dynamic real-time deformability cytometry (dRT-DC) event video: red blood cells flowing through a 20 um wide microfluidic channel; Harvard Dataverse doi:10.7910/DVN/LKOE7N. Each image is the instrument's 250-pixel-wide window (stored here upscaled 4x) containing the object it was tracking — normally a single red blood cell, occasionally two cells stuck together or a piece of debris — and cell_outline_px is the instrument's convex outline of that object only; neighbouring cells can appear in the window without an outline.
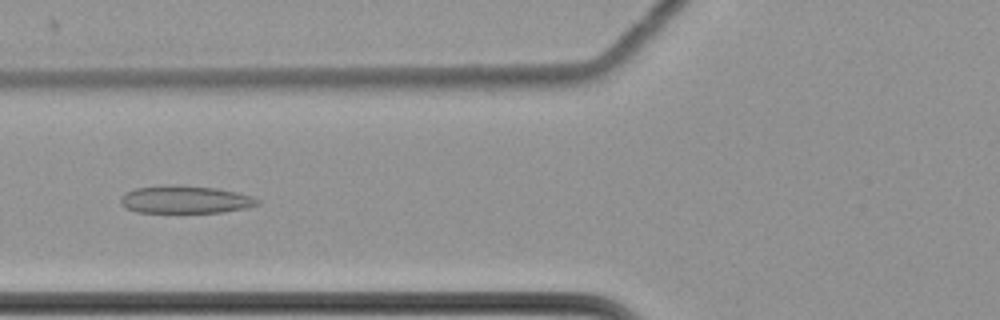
{"species": "common noctule bat (a hibernating species)", "species_latin": "Nyctalus noctula", "temperature_condition": "cold", "stored_images_in_passage": 63, "camera_frame_rate_fps": 3000, "um_per_image_px": 0.085, "animal": {"sex": "female", "body_mass_g": 22.7, "forearm_length_mm": 54.2}, "frame": {"image": 1, "passage_image": 27, "time_ms": 8.667, "image_size_px": [1000, 320], "cell_outline_px": [[260, 204], [244, 208], [224, 212], [136, 212], [124, 208], [120, 204], [120, 200], [128, 192], [136, 188], [164, 184], [180, 184], [216, 188], [236, 192], [252, 196], [260, 200]], "centroid_in_image_um": [15.74, 16.95], "position_along_channel_um": 110.1, "area_um2": 22.2}}
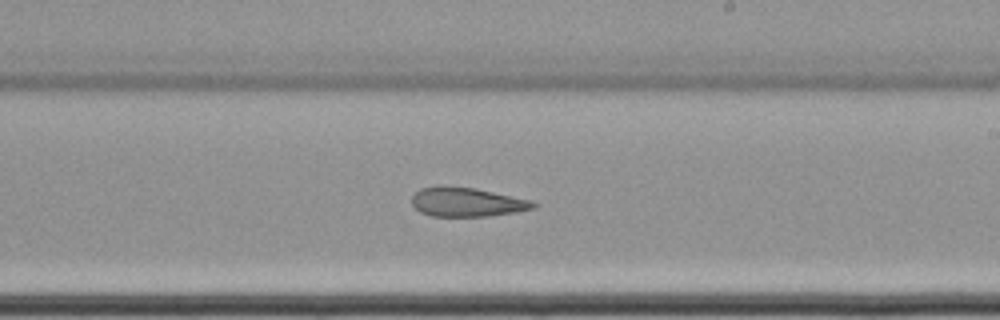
{"frame": {"image": 2, "passage_image": 39, "time_ms": 12.667, "image_size_px": [1000, 320], "cell_outline_px": [[536, 208], [516, 212], [488, 216], [432, 216], [420, 212], [412, 204], [412, 196], [420, 188], [440, 184], [476, 188], [532, 200], [536, 204]], "centroid_in_image_um": [39.67, 17.15], "position_along_channel_um": 249.3, "area_um2": 20.92}}
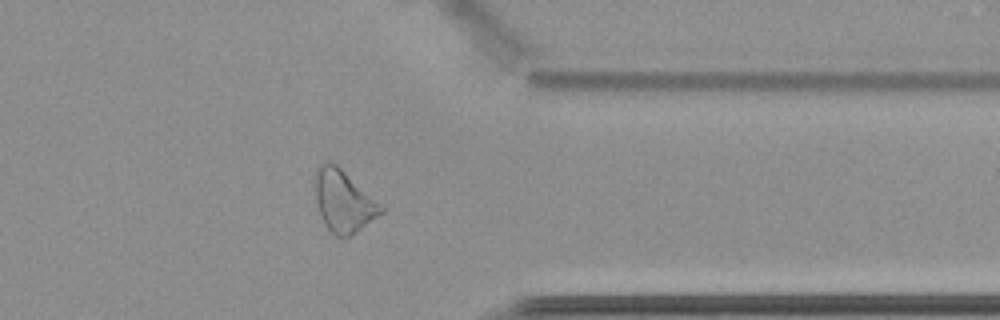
{"frame": {"image": 3, "passage_image": 51, "time_ms": 16.667, "image_size_px": [1000, 320], "cell_outline_px": [[384, 212], [344, 240], [336, 236], [324, 224], [320, 216], [316, 200], [312, 176], [316, 168], [320, 164], [328, 160], [336, 164], [384, 204]], "centroid_in_image_um": [29.19, 17.07], "position_along_channel_um": 382.2, "area_um2": 24.51}, "authors_computed_cell_mechanics": {"area_um2": 25.3742, "velocity_mm_per_s": 3.4864, "shape_relaxation_time_tau1_ms": null, "shape_relaxation_time_tau2_ms": 7.8074, "deformation_change_tau1": null, "deformation_change_tau2": 0.1811}}